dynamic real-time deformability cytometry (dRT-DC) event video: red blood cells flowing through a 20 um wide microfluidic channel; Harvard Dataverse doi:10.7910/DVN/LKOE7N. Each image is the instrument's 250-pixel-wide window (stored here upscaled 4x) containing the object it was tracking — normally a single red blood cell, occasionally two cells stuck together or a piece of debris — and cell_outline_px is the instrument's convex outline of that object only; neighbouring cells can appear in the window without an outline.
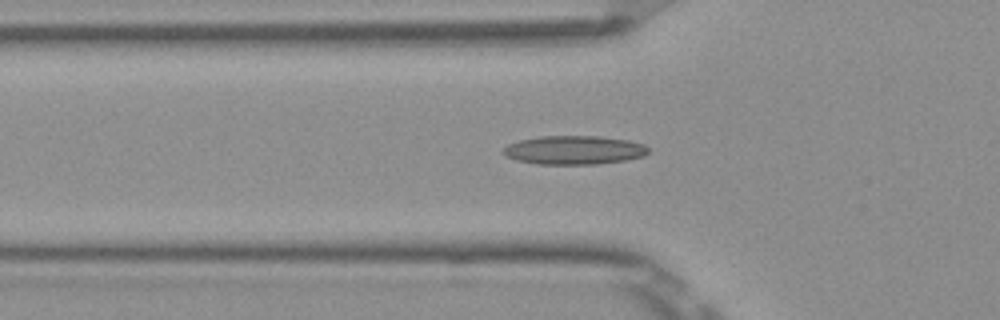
{"species": "Egyptian fruit bat (a non-hibernating species)", "species_latin": "Rousettus aegyptiacus", "temperature_condition": "room temperature", "stored_images_in_passage": 49, "camera_frame_rate_fps": 3000, "um_per_image_px": 0.085, "frame": {"image": 1, "passage_image": 18, "time_ms": 5.667, "image_size_px": [1000, 320], "cell_outline_px": [[648, 152], [644, 156], [624, 160], [596, 164], [536, 164], [516, 160], [500, 152], [508, 144], [520, 140], [540, 136], [600, 136], [628, 140], [644, 144], [648, 148]], "centroid_in_image_um": [48.78, 12.75], "position_along_channel_um": 77.0, "area_um2": 24.28}}
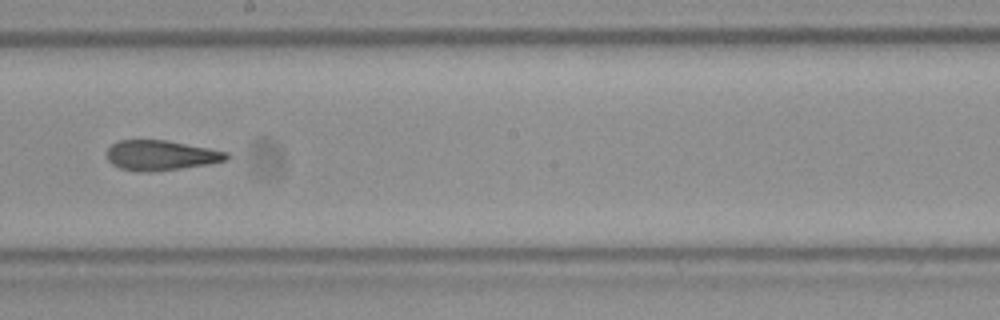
{"frame": {"image": 2, "passage_image": 30, "time_ms": 9.667, "image_size_px": [1000, 320], "cell_outline_px": [[232, 156], [228, 160], [208, 164], [152, 172], [140, 172], [120, 168], [112, 164], [108, 160], [108, 148], [112, 144], [120, 140], [168, 140], [228, 152]], "centroid_in_image_um": [13.71, 13.2], "position_along_channel_um": 234.5, "area_um2": 20.98}}
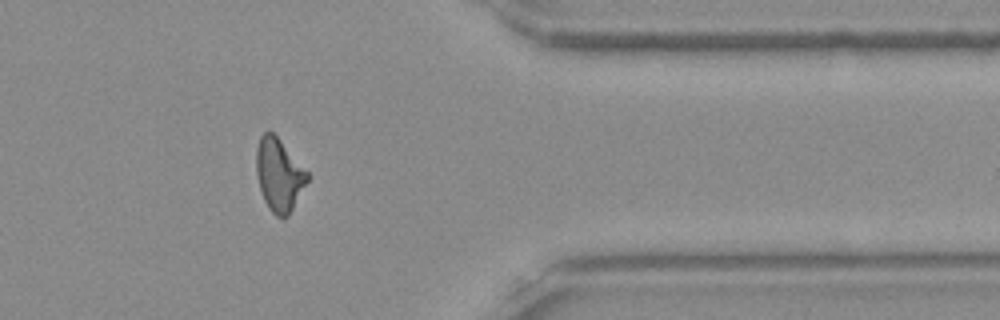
{"frame": {"image": 3, "passage_image": 43, "time_ms": 14.0, "image_size_px": [1000, 320], "cell_outline_px": [[308, 180], [288, 216], [284, 220], [276, 216], [268, 208], [264, 200], [260, 188], [256, 172], [256, 148], [260, 136], [264, 132], [272, 132], [280, 140], [308, 172]], "centroid_in_image_um": [23.7, 14.88], "position_along_channel_um": 387.7, "area_um2": 21.44}}